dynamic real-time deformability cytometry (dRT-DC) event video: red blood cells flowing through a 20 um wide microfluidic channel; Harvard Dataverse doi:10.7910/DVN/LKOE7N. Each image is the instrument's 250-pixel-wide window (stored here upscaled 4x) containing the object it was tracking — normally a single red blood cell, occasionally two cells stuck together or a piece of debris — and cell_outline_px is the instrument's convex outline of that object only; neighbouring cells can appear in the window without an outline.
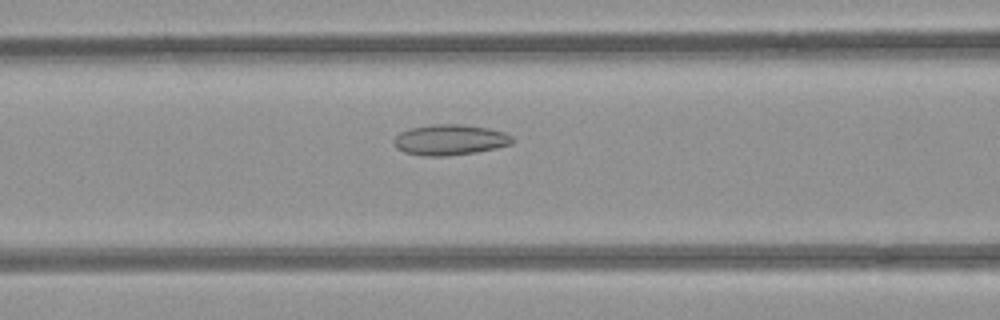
{"species": "common noctule bat (a hibernating species)", "species_latin": "Nyctalus noctula", "temperature_condition": "room temperature", "stored_images_in_passage": 36, "camera_frame_rate_fps": 3000, "um_per_image_px": 0.085, "animal": {"sex": "female", "body_mass_g": 21.9}, "frame": {"image": 1, "passage_image": 9, "time_ms": 2.667, "image_size_px": [1000, 320], "cell_outline_px": [[516, 140], [512, 144], [496, 148], [476, 152], [448, 156], [424, 156], [404, 152], [396, 148], [392, 140], [400, 132], [408, 128], [432, 124], [464, 124], [488, 128], [504, 132], [512, 136]], "centroid_in_image_um": [38.24, 11.88], "position_along_channel_um": 128.4, "area_um2": 21.44}}
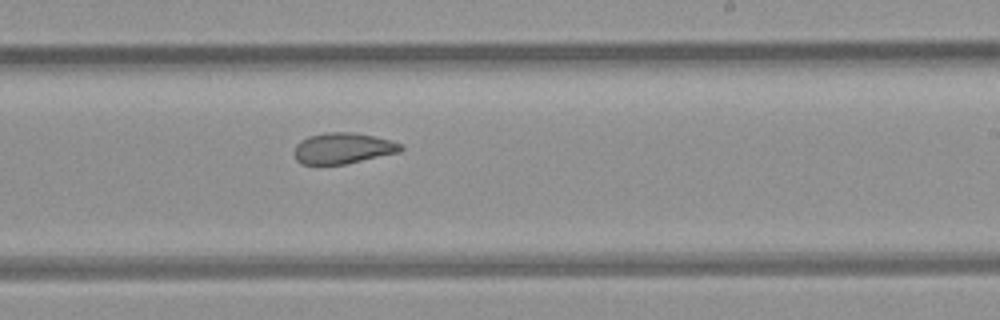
{"frame": {"image": 2, "passage_image": 19, "time_ms": 6.0, "image_size_px": [1000, 320], "cell_outline_px": [[404, 148], [400, 152], [344, 164], [300, 164], [296, 160], [296, 144], [300, 140], [308, 136], [328, 132], [352, 132], [392, 140], [404, 144]], "centroid_in_image_um": [29.18, 12.59], "position_along_channel_um": 259.8, "area_um2": 19.13}}
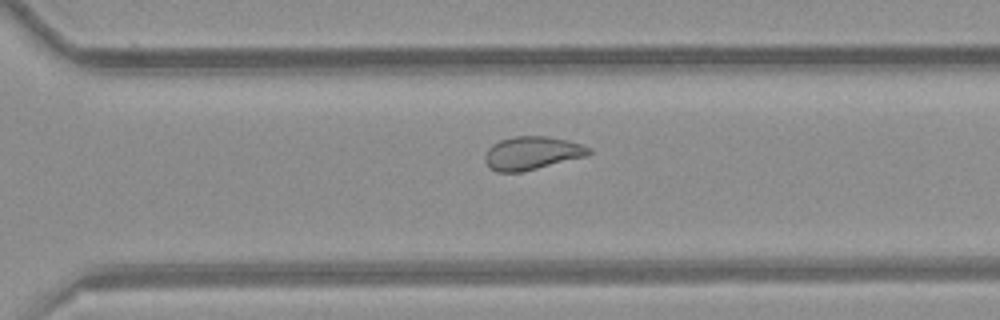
{"frame": {"image": 3, "passage_image": 24, "time_ms": 7.667, "image_size_px": [1000, 320], "cell_outline_px": [[592, 152], [588, 156], [520, 172], [496, 172], [488, 168], [484, 160], [484, 156], [488, 148], [492, 144], [500, 140], [512, 136], [548, 136], [568, 140], [592, 148]], "centroid_in_image_um": [45.2, 13.01], "position_along_channel_um": 325.4, "area_um2": 20.35}, "authors_computed_cell_mechanics": {"area_um2": 20.4901, "velocity_mm_per_s": 3.9434, "shape_relaxation_time_tau1_ms": null, "shape_relaxation_time_tau2_ms": 3.5002, "deformation_change_tau1": null, "deformation_change_tau2": 0.1031}}